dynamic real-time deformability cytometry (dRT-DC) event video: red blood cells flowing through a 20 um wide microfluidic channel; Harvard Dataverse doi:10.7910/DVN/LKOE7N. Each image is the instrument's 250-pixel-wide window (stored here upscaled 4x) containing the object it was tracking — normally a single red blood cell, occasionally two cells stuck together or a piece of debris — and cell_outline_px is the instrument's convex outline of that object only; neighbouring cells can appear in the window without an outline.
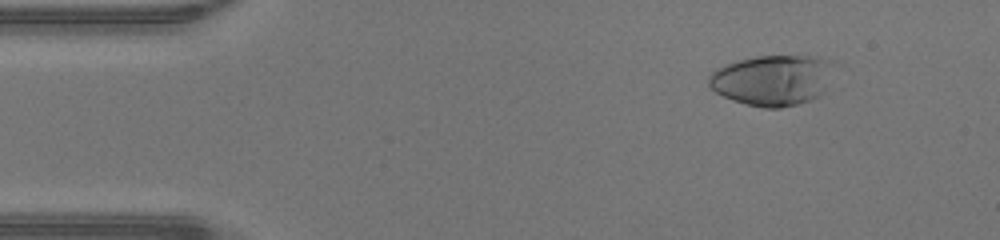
{"species": "human", "species_latin": "Homo sapiens", "temperature_condition": "warm", "stored_images_in_passage": 48, "camera_frame_rate_fps": 3000, "um_per_image_px": 0.085, "donor": {"sex": "male"}, "frame": {"image": 1, "passage_image": 6, "time_ms": 1.667, "image_size_px": [1000, 240], "cell_outline_px": [[836, 60], [824, 92], [820, 96], [796, 104], [780, 108], [764, 108], [732, 100], [716, 92], [708, 84], [708, 76], [716, 68], [740, 60], [756, 56], [812, 56]], "centroid_in_image_um": [65.69, 6.8], "position_along_channel_um": 19.3, "area_um2": 36.93}}
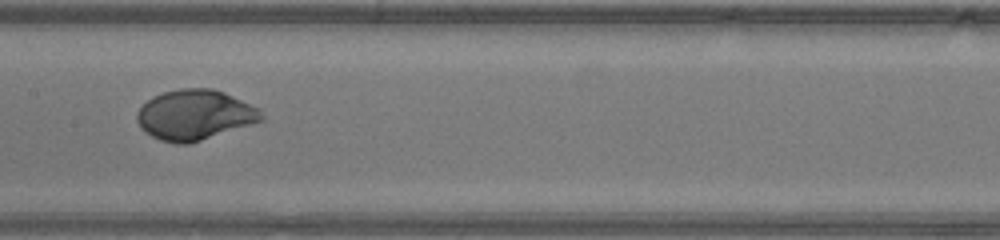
{"frame": {"image": 2, "passage_image": 24, "time_ms": 7.667, "image_size_px": [1000, 240], "cell_outline_px": [[264, 120], [252, 124], [188, 144], [176, 144], [160, 140], [152, 136], [140, 128], [136, 120], [136, 112], [152, 96], [164, 92], [180, 88], [212, 88], [224, 92], [260, 108], [264, 116]], "centroid_in_image_um": [16.55, 9.76], "position_along_channel_um": 190.8, "area_um2": 36.47}}
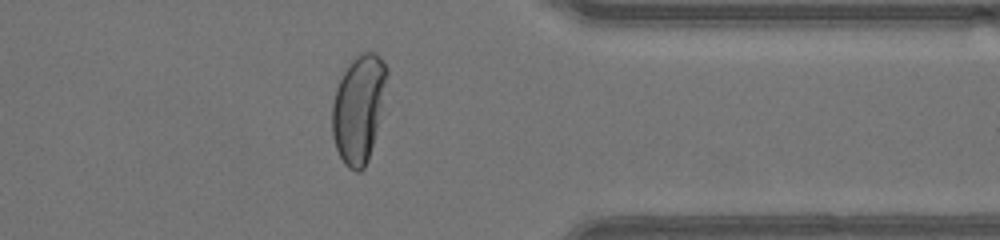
{"frame": {"image": 3, "passage_image": 38, "time_ms": 12.333, "image_size_px": [1000, 240], "cell_outline_px": [[388, 72], [376, 128], [368, 160], [364, 168], [360, 172], [356, 172], [348, 168], [344, 164], [336, 148], [332, 136], [332, 104], [336, 88], [348, 64], [360, 52], [376, 52], [380, 56], [388, 68]], "centroid_in_image_um": [30.46, 9.22], "position_along_channel_um": 380.9, "area_um2": 33.81}, "authors_computed_cell_mechanics": {"area_um2": 36.1539, "velocity_mm_per_s": 4.3515, "shape_relaxation_time_tau1_ms": 3.3779, "shape_relaxation_time_tau2_ms": null, "deformation_change_tau1": 0.2336, "deformation_change_tau2": null}}